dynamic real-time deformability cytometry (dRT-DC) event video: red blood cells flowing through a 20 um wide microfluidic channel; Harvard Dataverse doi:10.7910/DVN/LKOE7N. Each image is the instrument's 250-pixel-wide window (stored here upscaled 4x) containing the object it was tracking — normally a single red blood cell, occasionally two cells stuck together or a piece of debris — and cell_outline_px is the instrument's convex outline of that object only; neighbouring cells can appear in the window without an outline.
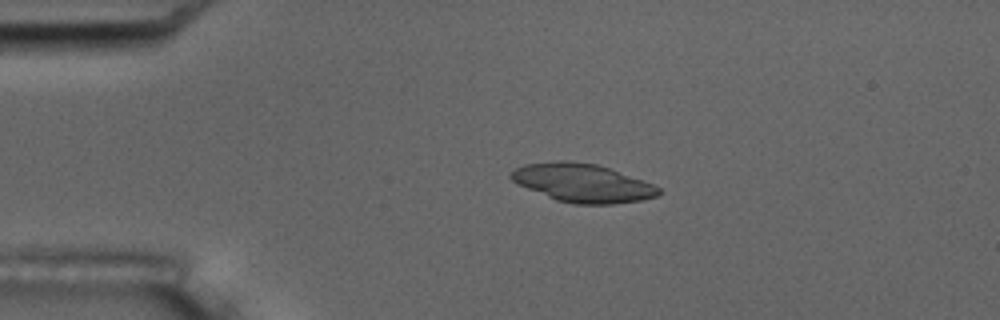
{"species": "common noctule bat (a hibernating species)", "species_latin": "Nyctalus noctula", "temperature_condition": "room temperature", "stored_images_in_passage": 6, "camera_frame_rate_fps": 3000, "um_per_image_px": 0.085, "animal": {"sex": "male", "body_mass_g": 17.5, "forearm_length_mm": 52.3}, "frame": {"image": 1, "passage_image": 3, "time_ms": 2.333, "image_size_px": [1000, 320], "cell_outline_px": [[660, 196], [640, 200], [612, 204], [572, 204], [556, 200], [528, 188], [512, 180], [508, 176], [508, 172], [524, 164], [556, 160], [568, 160], [596, 164], [608, 168], [652, 184], [660, 188]], "centroid_in_image_um": [49.48, 15.54], "position_along_channel_um": 35.5, "area_um2": 32.83}}